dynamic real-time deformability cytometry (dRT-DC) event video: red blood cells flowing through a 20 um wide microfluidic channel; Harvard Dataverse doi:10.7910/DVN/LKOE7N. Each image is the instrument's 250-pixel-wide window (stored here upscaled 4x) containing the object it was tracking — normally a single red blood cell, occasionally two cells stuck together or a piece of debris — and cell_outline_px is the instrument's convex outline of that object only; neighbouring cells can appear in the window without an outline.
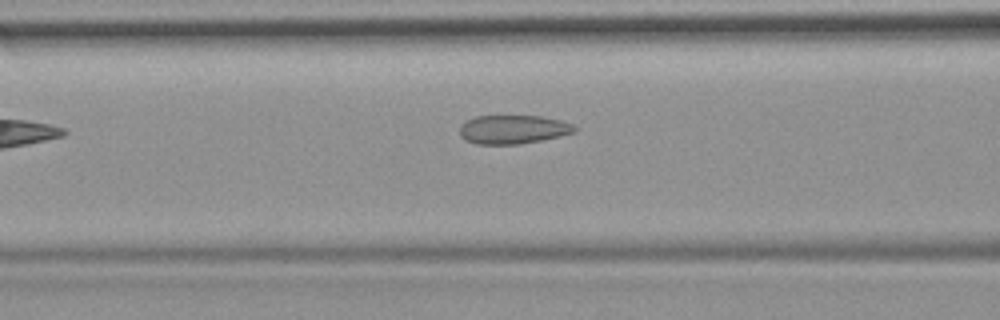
{"species": "common noctule bat (a hibernating species)", "species_latin": "Nyctalus noctula", "temperature_condition": "room temperature", "stored_images_in_passage": 33, "camera_frame_rate_fps": 3000, "um_per_image_px": 0.085, "animal": {"sex": "female", "body_mass_g": 19.9}, "frame": {"image": 1, "passage_image": 7, "time_ms": 2.0, "image_size_px": [1000, 320], "cell_outline_px": [[576, 132], [560, 136], [520, 144], [476, 144], [464, 140], [460, 136], [460, 124], [464, 120], [476, 116], [540, 116], [560, 120], [572, 124], [576, 128]], "centroid_in_image_um": [43.56, 11.0], "position_along_channel_um": 123.0, "area_um2": 19.36}}
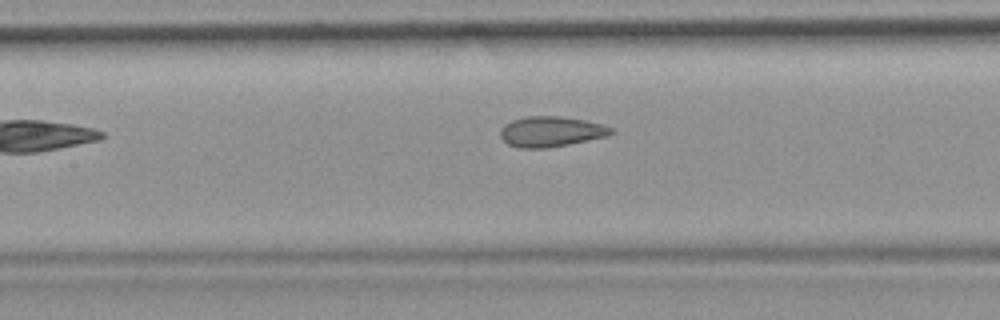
{"frame": {"image": 2, "passage_image": 10, "time_ms": 3.0, "image_size_px": [1000, 320], "cell_outline_px": [[616, 132], [608, 136], [548, 148], [520, 148], [508, 144], [500, 136], [500, 128], [504, 124], [512, 120], [524, 116], [560, 116], [584, 120], [600, 124], [612, 128]], "centroid_in_image_um": [46.81, 11.18], "position_along_channel_um": 160.6, "area_um2": 19.65}}
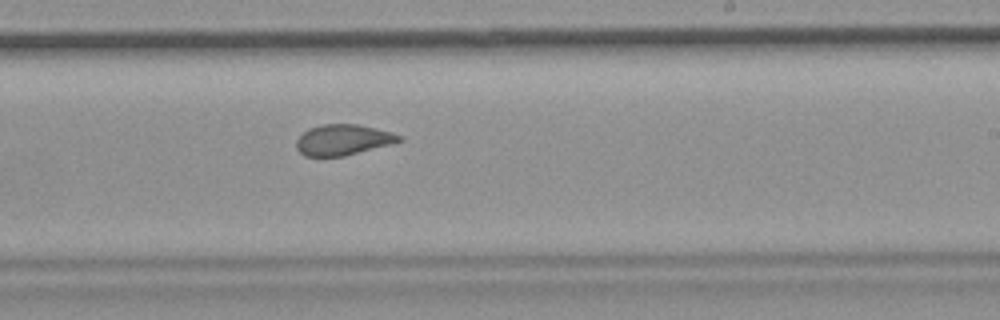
{"frame": {"image": 3, "passage_image": 18, "time_ms": 5.667, "image_size_px": [1000, 320], "cell_outline_px": [[404, 140], [396, 144], [344, 156], [304, 156], [296, 148], [296, 140], [308, 128], [320, 124], [356, 124], [392, 132], [400, 136]], "centroid_in_image_um": [29.19, 11.89], "position_along_channel_um": 259.8, "area_um2": 18.61}, "authors_computed_cell_mechanics": {"area_um2": 19.0162, "velocity_mm_per_s": 3.7469, "shape_relaxation_time_tau1_ms": null, "shape_relaxation_time_tau2_ms": 1.1938, "deformation_change_tau1": null, "deformation_change_tau2": 0.0829}}